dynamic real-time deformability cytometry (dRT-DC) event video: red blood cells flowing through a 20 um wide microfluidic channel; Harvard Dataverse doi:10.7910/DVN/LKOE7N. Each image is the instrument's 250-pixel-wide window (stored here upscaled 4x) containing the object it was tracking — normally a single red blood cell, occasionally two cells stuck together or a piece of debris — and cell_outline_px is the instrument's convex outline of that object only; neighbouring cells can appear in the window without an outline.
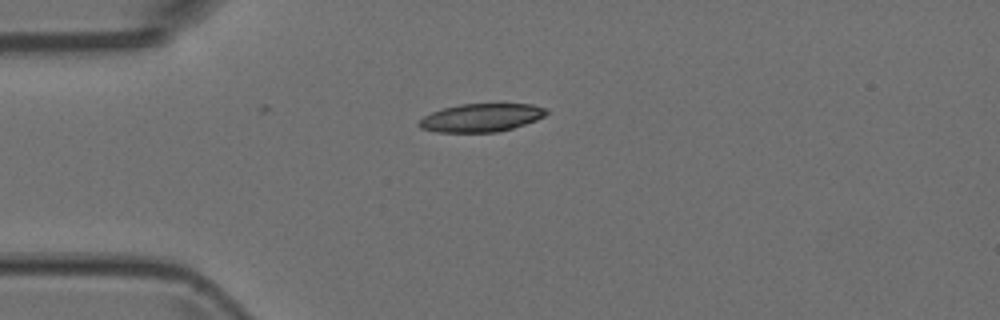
{"species": "Egyptian fruit bat (a non-hibernating species)", "species_latin": "Rousettus aegyptiacus", "temperature_condition": "room temperature", "stored_images_in_passage": 4, "camera_frame_rate_fps": 3000, "um_per_image_px": 0.085, "animal": {"sex": "female"}, "frame": {"image": 1, "passage_image": 4, "time_ms": 1.0, "image_size_px": [1000, 320], "cell_outline_px": [[548, 112], [544, 116], [536, 120], [512, 128], [496, 132], [436, 132], [420, 128], [416, 124], [424, 116], [432, 112], [444, 108], [460, 104], [532, 104], [548, 108]], "centroid_in_image_um": [40.9, 10.0], "position_along_channel_um": 44.1, "area_um2": 20.87}}